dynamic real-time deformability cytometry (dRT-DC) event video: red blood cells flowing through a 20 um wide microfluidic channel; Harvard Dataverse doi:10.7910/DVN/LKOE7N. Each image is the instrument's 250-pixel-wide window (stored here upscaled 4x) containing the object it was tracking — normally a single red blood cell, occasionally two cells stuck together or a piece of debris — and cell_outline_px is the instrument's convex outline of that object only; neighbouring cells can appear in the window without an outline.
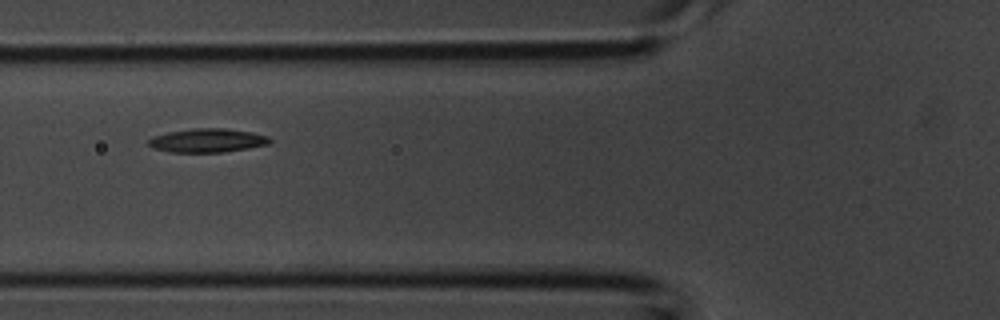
{"species": "common noctule bat (a hibernating species)", "species_latin": "Nyctalus noctula", "temperature_condition": "room temperature", "stored_images_in_passage": 5, "camera_frame_rate_fps": 3000, "um_per_image_px": 0.085, "animal": {"sex": "male", "body_mass_g": 20.1, "forearm_length_mm": 53.5}, "frame": {"image": 1, "passage_image": 4, "time_ms": 1.0, "image_size_px": [1000, 320], "cell_outline_px": [[272, 140], [268, 144], [248, 148], [224, 152], [168, 152], [152, 148], [148, 144], [148, 140], [152, 136], [168, 132], [192, 128], [224, 128], [252, 132], [268, 136]], "centroid_in_image_um": [17.6, 11.93], "position_along_channel_um": 108.2, "area_um2": 16.88}}
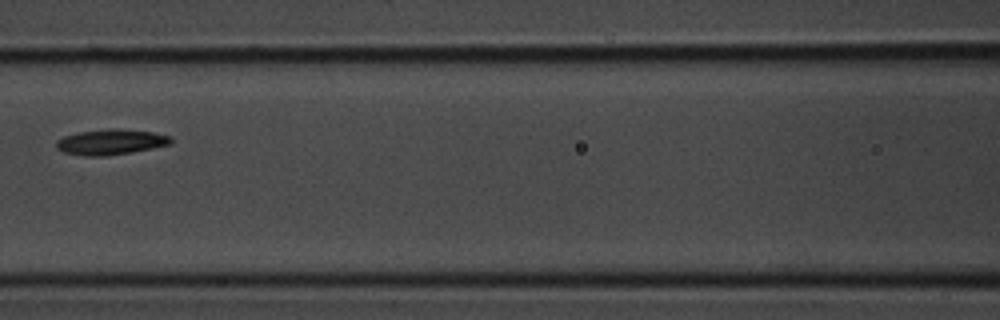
{"frame": {"image": 2, "passage_image": 5, "time_ms": 1.333, "image_size_px": [1000, 320], "cell_outline_px": [[172, 144], [132, 152], [108, 156], [84, 156], [64, 152], [56, 148], [56, 140], [64, 136], [76, 132], [112, 128], [116, 128], [152, 132], [172, 136]], "centroid_in_image_um": [9.41, 12.07], "position_along_channel_um": 157.2, "area_um2": 17.17}}